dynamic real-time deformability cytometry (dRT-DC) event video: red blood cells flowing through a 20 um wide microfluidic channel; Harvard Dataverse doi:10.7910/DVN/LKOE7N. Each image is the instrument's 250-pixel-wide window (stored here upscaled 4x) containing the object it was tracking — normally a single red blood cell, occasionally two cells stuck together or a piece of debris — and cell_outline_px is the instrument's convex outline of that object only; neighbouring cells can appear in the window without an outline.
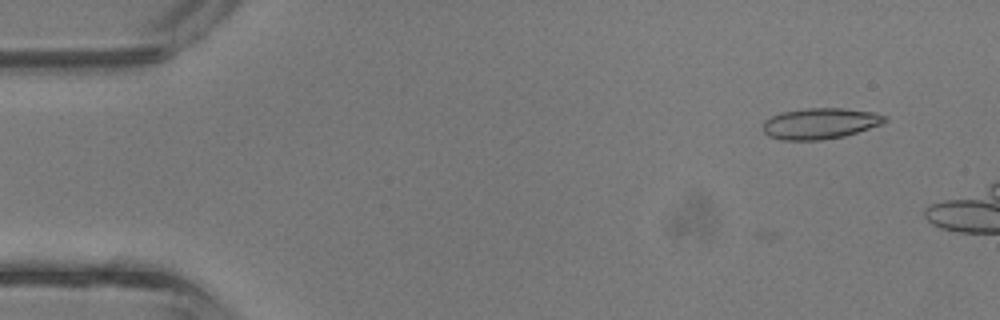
{"species": "common noctule bat (a hibernating species)", "species_latin": "Nyctalus noctula", "temperature_condition": "room temperature", "stored_images_in_passage": 6, "camera_frame_rate_fps": 3000, "um_per_image_px": 0.085, "animal": {"sex": "male", "body_mass_g": 13.3}, "frame": {"image": 1, "passage_image": 2, "time_ms": 0.333, "image_size_px": [1000, 320], "cell_outline_px": [[888, 120], [884, 124], [844, 136], [820, 140], [780, 140], [768, 136], [764, 132], [764, 120], [780, 112], [808, 108], [844, 108], [872, 112], [888, 116]], "centroid_in_image_um": [69.74, 10.49], "position_along_channel_um": 15.3, "area_um2": 22.14}}